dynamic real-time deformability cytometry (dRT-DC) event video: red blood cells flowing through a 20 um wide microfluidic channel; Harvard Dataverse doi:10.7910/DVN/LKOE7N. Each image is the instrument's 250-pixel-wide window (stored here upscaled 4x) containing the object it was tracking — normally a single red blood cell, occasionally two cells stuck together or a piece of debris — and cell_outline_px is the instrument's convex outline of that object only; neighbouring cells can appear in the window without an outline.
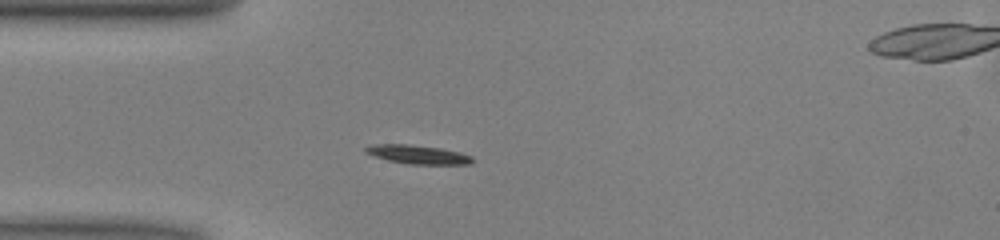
{"species": "common noctule bat (a hibernating species)", "species_latin": "Nyctalus noctula", "temperature_condition": "warm", "stored_images_in_passage": 39, "camera_frame_rate_fps": 3000, "um_per_image_px": 0.085, "animal": {"sex": "male", "body_mass_g": 13.0, "forearm_length_mm": 53.1}, "frame": {"image": 1, "passage_image": 1, "time_ms": 0.0, "image_size_px": [1000, 240], "cell_outline_px": [[472, 164], [408, 164], [388, 160], [364, 152], [364, 148], [372, 144], [408, 144], [440, 148], [460, 152], [472, 156]], "centroid_in_image_um": [35.51, 13.13], "position_along_channel_um": 49.5, "area_um2": 11.62}}
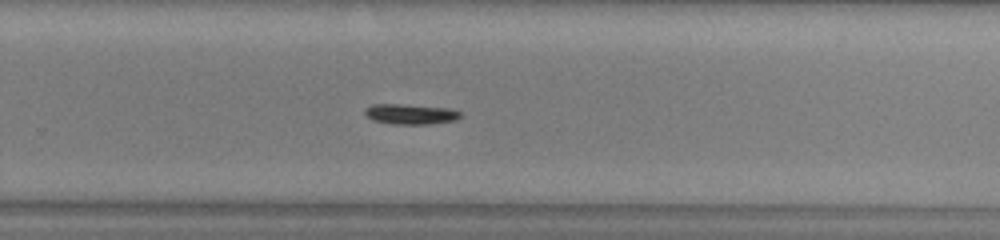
{"frame": {"image": 2, "passage_image": 20, "time_ms": 6.333, "image_size_px": [1000, 240], "cell_outline_px": [[460, 116], [456, 120], [428, 124], [392, 124], [372, 120], [364, 112], [364, 108], [372, 104], [400, 104], [452, 108], [460, 112]], "centroid_in_image_um": [34.88, 9.69], "position_along_channel_um": 294.9, "area_um2": 11.33}}
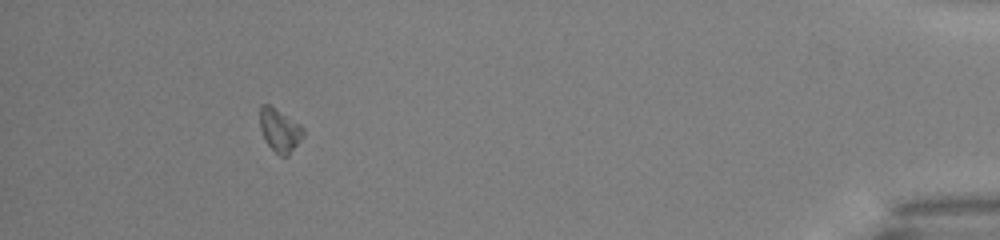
{"frame": {"image": 3, "passage_image": 34, "time_ms": 11.0, "image_size_px": [1000, 240], "cell_outline_px": [[304, 136], [288, 156], [280, 156], [264, 140], [260, 128], [260, 104], [268, 104], [300, 124], [304, 128]], "centroid_in_image_um": [23.78, 11.08], "position_along_channel_um": 411.4, "area_um2": 10.87}, "authors_computed_cell_mechanics": {"area_um2": 11.2132, "velocity_mm_per_s": 4.0082, "shape_relaxation_time_tau1_ms": 2.014, "shape_relaxation_time_tau2_ms": null, "deformation_change_tau1": 0.0866, "deformation_change_tau2": null}}